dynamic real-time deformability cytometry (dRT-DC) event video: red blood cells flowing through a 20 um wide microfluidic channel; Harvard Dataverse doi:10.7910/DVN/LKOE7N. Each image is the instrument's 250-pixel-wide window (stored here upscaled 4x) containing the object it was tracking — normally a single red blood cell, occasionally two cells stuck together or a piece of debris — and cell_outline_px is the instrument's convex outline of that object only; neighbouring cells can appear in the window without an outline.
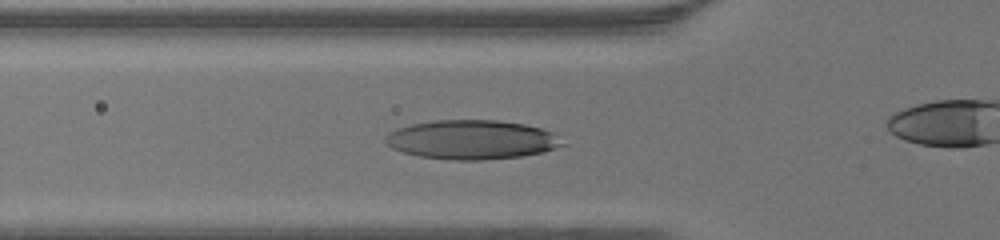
{"species": "human", "species_latin": "Homo sapiens", "temperature_condition": "warm", "stored_images_in_passage": 38, "camera_frame_rate_fps": 3000, "um_per_image_px": 0.085, "donor": {"sex": "male"}, "frame": {"image": 1, "passage_image": 16, "time_ms": 5.0, "image_size_px": [1000, 240], "cell_outline_px": [[568, 144], [544, 152], [520, 156], [484, 160], [456, 160], [420, 156], [404, 152], [392, 148], [384, 140], [384, 136], [388, 132], [396, 128], [412, 124], [436, 120], [500, 120], [524, 124], [540, 128], [552, 132]], "centroid_in_image_um": [40.12, 11.87], "position_along_channel_um": 85.7, "area_um2": 40.52}}
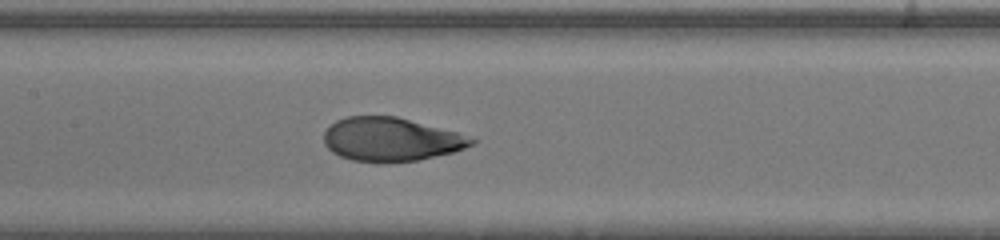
{"frame": {"image": 2, "passage_image": 22, "time_ms": 7.0, "image_size_px": [1000, 240], "cell_outline_px": [[480, 140], [464, 148], [452, 152], [420, 160], [352, 160], [340, 156], [332, 152], [324, 144], [324, 132], [336, 120], [348, 116], [396, 116], [456, 132]], "centroid_in_image_um": [33.23, 11.82], "position_along_channel_um": 174.2, "area_um2": 36.76}}
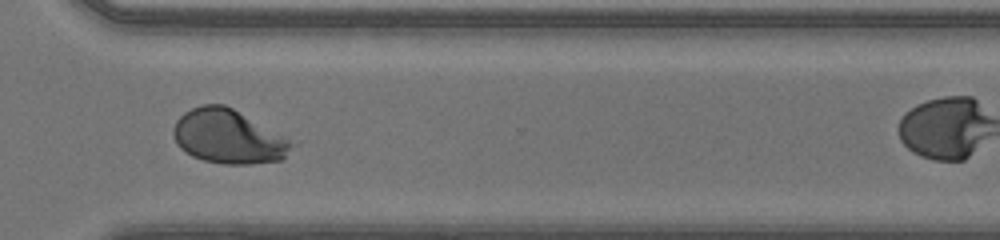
{"frame": {"image": 3, "passage_image": 34, "time_ms": 11.0, "image_size_px": [1000, 240], "cell_outline_px": [[296, 144], [280, 160], [252, 164], [224, 164], [204, 160], [192, 156], [184, 152], [176, 144], [172, 132], [176, 120], [184, 112], [200, 104], [224, 104], [232, 108], [284, 136]], "centroid_in_image_um": [19.36, 11.61], "position_along_channel_um": 351.2, "area_um2": 37.11}}